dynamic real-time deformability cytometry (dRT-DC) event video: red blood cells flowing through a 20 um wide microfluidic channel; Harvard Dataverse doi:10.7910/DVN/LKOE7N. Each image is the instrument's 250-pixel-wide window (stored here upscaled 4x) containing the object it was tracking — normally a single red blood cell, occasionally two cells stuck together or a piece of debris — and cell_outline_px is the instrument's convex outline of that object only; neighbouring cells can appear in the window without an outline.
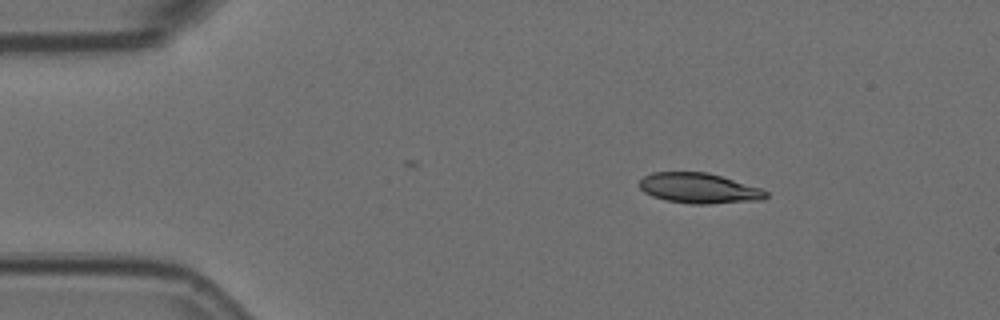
{"species": "Egyptian fruit bat (a non-hibernating species)", "species_latin": "Rousettus aegyptiacus", "temperature_condition": "room temperature", "stored_images_in_passage": 3, "camera_frame_rate_fps": 3000, "um_per_image_px": 0.085, "animal": {"sex": "female"}, "frame": {"image": 1, "passage_image": 1, "time_ms": 0.0, "image_size_px": [1000, 320], "cell_outline_px": [[768, 196], [764, 200], [708, 204], [692, 204], [668, 200], [652, 196], [644, 192], [640, 188], [640, 180], [644, 176], [652, 172], [708, 172], [760, 188], [768, 192]], "centroid_in_image_um": [59.43, 16.0], "position_along_channel_um": 25.6, "area_um2": 22.25}}